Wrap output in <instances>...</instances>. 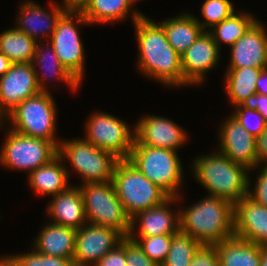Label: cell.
Wrapping results in <instances>:
<instances>
[{
  "label": "cell",
  "instance_id": "obj_44",
  "mask_svg": "<svg viewBox=\"0 0 267 266\" xmlns=\"http://www.w3.org/2000/svg\"><path fill=\"white\" fill-rule=\"evenodd\" d=\"M87 0H64L63 5L67 9H74V10H79Z\"/></svg>",
  "mask_w": 267,
  "mask_h": 266
},
{
  "label": "cell",
  "instance_id": "obj_2",
  "mask_svg": "<svg viewBox=\"0 0 267 266\" xmlns=\"http://www.w3.org/2000/svg\"><path fill=\"white\" fill-rule=\"evenodd\" d=\"M180 213V231L200 245L214 246L234 237V204L213 195Z\"/></svg>",
  "mask_w": 267,
  "mask_h": 266
},
{
  "label": "cell",
  "instance_id": "obj_24",
  "mask_svg": "<svg viewBox=\"0 0 267 266\" xmlns=\"http://www.w3.org/2000/svg\"><path fill=\"white\" fill-rule=\"evenodd\" d=\"M214 246L220 266H260V245L234 236Z\"/></svg>",
  "mask_w": 267,
  "mask_h": 266
},
{
  "label": "cell",
  "instance_id": "obj_34",
  "mask_svg": "<svg viewBox=\"0 0 267 266\" xmlns=\"http://www.w3.org/2000/svg\"><path fill=\"white\" fill-rule=\"evenodd\" d=\"M235 109V113H232L231 116L251 135L257 138L266 129L267 121L259 111L245 108L241 104L236 105ZM251 116H256L255 122L251 121Z\"/></svg>",
  "mask_w": 267,
  "mask_h": 266
},
{
  "label": "cell",
  "instance_id": "obj_17",
  "mask_svg": "<svg viewBox=\"0 0 267 266\" xmlns=\"http://www.w3.org/2000/svg\"><path fill=\"white\" fill-rule=\"evenodd\" d=\"M234 235L257 245H267V207L248 196L234 205Z\"/></svg>",
  "mask_w": 267,
  "mask_h": 266
},
{
  "label": "cell",
  "instance_id": "obj_29",
  "mask_svg": "<svg viewBox=\"0 0 267 266\" xmlns=\"http://www.w3.org/2000/svg\"><path fill=\"white\" fill-rule=\"evenodd\" d=\"M37 42L15 27L0 34V52L12 63H32Z\"/></svg>",
  "mask_w": 267,
  "mask_h": 266
},
{
  "label": "cell",
  "instance_id": "obj_27",
  "mask_svg": "<svg viewBox=\"0 0 267 266\" xmlns=\"http://www.w3.org/2000/svg\"><path fill=\"white\" fill-rule=\"evenodd\" d=\"M263 69L266 68H228L225 82L230 103L235 106L239 105L248 97L257 93L256 81Z\"/></svg>",
  "mask_w": 267,
  "mask_h": 266
},
{
  "label": "cell",
  "instance_id": "obj_13",
  "mask_svg": "<svg viewBox=\"0 0 267 266\" xmlns=\"http://www.w3.org/2000/svg\"><path fill=\"white\" fill-rule=\"evenodd\" d=\"M86 224L76 233L73 256L75 266H94L124 238L119 232L109 227Z\"/></svg>",
  "mask_w": 267,
  "mask_h": 266
},
{
  "label": "cell",
  "instance_id": "obj_46",
  "mask_svg": "<svg viewBox=\"0 0 267 266\" xmlns=\"http://www.w3.org/2000/svg\"><path fill=\"white\" fill-rule=\"evenodd\" d=\"M260 266H267V245H261Z\"/></svg>",
  "mask_w": 267,
  "mask_h": 266
},
{
  "label": "cell",
  "instance_id": "obj_30",
  "mask_svg": "<svg viewBox=\"0 0 267 266\" xmlns=\"http://www.w3.org/2000/svg\"><path fill=\"white\" fill-rule=\"evenodd\" d=\"M255 21L254 16L249 13H233L230 17L215 25L211 31H207L212 35L220 49L221 42L230 46L236 43Z\"/></svg>",
  "mask_w": 267,
  "mask_h": 266
},
{
  "label": "cell",
  "instance_id": "obj_33",
  "mask_svg": "<svg viewBox=\"0 0 267 266\" xmlns=\"http://www.w3.org/2000/svg\"><path fill=\"white\" fill-rule=\"evenodd\" d=\"M233 4L229 0H205L202 4L201 13L205 21L200 23L203 31L207 27L213 28L215 25L230 17L234 13Z\"/></svg>",
  "mask_w": 267,
  "mask_h": 266
},
{
  "label": "cell",
  "instance_id": "obj_22",
  "mask_svg": "<svg viewBox=\"0 0 267 266\" xmlns=\"http://www.w3.org/2000/svg\"><path fill=\"white\" fill-rule=\"evenodd\" d=\"M77 230L49 222L36 237L35 250L46 256L73 259Z\"/></svg>",
  "mask_w": 267,
  "mask_h": 266
},
{
  "label": "cell",
  "instance_id": "obj_40",
  "mask_svg": "<svg viewBox=\"0 0 267 266\" xmlns=\"http://www.w3.org/2000/svg\"><path fill=\"white\" fill-rule=\"evenodd\" d=\"M241 105L248 109L259 111L263 118L267 121V96L256 93L244 100Z\"/></svg>",
  "mask_w": 267,
  "mask_h": 266
},
{
  "label": "cell",
  "instance_id": "obj_36",
  "mask_svg": "<svg viewBox=\"0 0 267 266\" xmlns=\"http://www.w3.org/2000/svg\"><path fill=\"white\" fill-rule=\"evenodd\" d=\"M126 266H159L150 260L139 244L126 237Z\"/></svg>",
  "mask_w": 267,
  "mask_h": 266
},
{
  "label": "cell",
  "instance_id": "obj_8",
  "mask_svg": "<svg viewBox=\"0 0 267 266\" xmlns=\"http://www.w3.org/2000/svg\"><path fill=\"white\" fill-rule=\"evenodd\" d=\"M58 156L71 162L84 184L112 181L119 161L112 153L95 147L85 139L63 140L58 146Z\"/></svg>",
  "mask_w": 267,
  "mask_h": 266
},
{
  "label": "cell",
  "instance_id": "obj_32",
  "mask_svg": "<svg viewBox=\"0 0 267 266\" xmlns=\"http://www.w3.org/2000/svg\"><path fill=\"white\" fill-rule=\"evenodd\" d=\"M174 234L158 235L151 237H139L136 239L135 233L130 232L129 238L139 244L144 254L159 266L165 261Z\"/></svg>",
  "mask_w": 267,
  "mask_h": 266
},
{
  "label": "cell",
  "instance_id": "obj_28",
  "mask_svg": "<svg viewBox=\"0 0 267 266\" xmlns=\"http://www.w3.org/2000/svg\"><path fill=\"white\" fill-rule=\"evenodd\" d=\"M136 1L139 0H87L79 11L90 24L110 23L125 20Z\"/></svg>",
  "mask_w": 267,
  "mask_h": 266
},
{
  "label": "cell",
  "instance_id": "obj_38",
  "mask_svg": "<svg viewBox=\"0 0 267 266\" xmlns=\"http://www.w3.org/2000/svg\"><path fill=\"white\" fill-rule=\"evenodd\" d=\"M189 266H220L215 246L201 245Z\"/></svg>",
  "mask_w": 267,
  "mask_h": 266
},
{
  "label": "cell",
  "instance_id": "obj_18",
  "mask_svg": "<svg viewBox=\"0 0 267 266\" xmlns=\"http://www.w3.org/2000/svg\"><path fill=\"white\" fill-rule=\"evenodd\" d=\"M256 20L245 34L231 46L229 68H267V31Z\"/></svg>",
  "mask_w": 267,
  "mask_h": 266
},
{
  "label": "cell",
  "instance_id": "obj_14",
  "mask_svg": "<svg viewBox=\"0 0 267 266\" xmlns=\"http://www.w3.org/2000/svg\"><path fill=\"white\" fill-rule=\"evenodd\" d=\"M220 150L233 162L248 170L261 167L257 164L256 137L243 128L232 116L220 127Z\"/></svg>",
  "mask_w": 267,
  "mask_h": 266
},
{
  "label": "cell",
  "instance_id": "obj_37",
  "mask_svg": "<svg viewBox=\"0 0 267 266\" xmlns=\"http://www.w3.org/2000/svg\"><path fill=\"white\" fill-rule=\"evenodd\" d=\"M94 266H126V237Z\"/></svg>",
  "mask_w": 267,
  "mask_h": 266
},
{
  "label": "cell",
  "instance_id": "obj_25",
  "mask_svg": "<svg viewBox=\"0 0 267 266\" xmlns=\"http://www.w3.org/2000/svg\"><path fill=\"white\" fill-rule=\"evenodd\" d=\"M165 30L168 43L181 56L201 35L203 29L197 18L182 13L176 18L166 19L159 23Z\"/></svg>",
  "mask_w": 267,
  "mask_h": 266
},
{
  "label": "cell",
  "instance_id": "obj_20",
  "mask_svg": "<svg viewBox=\"0 0 267 266\" xmlns=\"http://www.w3.org/2000/svg\"><path fill=\"white\" fill-rule=\"evenodd\" d=\"M54 4L50 3V14L32 1L23 2L19 11L20 16L17 18L19 26L16 28L36 41H39L37 39L39 33L40 36L43 33L42 35L51 38L58 20L68 10L64 5L60 7L58 4Z\"/></svg>",
  "mask_w": 267,
  "mask_h": 266
},
{
  "label": "cell",
  "instance_id": "obj_35",
  "mask_svg": "<svg viewBox=\"0 0 267 266\" xmlns=\"http://www.w3.org/2000/svg\"><path fill=\"white\" fill-rule=\"evenodd\" d=\"M19 266H75L73 259L46 256L36 250L21 255H12Z\"/></svg>",
  "mask_w": 267,
  "mask_h": 266
},
{
  "label": "cell",
  "instance_id": "obj_23",
  "mask_svg": "<svg viewBox=\"0 0 267 266\" xmlns=\"http://www.w3.org/2000/svg\"><path fill=\"white\" fill-rule=\"evenodd\" d=\"M62 160L64 159L57 155L48 164L29 173V185L35 192L55 196L70 187L69 172L67 167L61 164Z\"/></svg>",
  "mask_w": 267,
  "mask_h": 266
},
{
  "label": "cell",
  "instance_id": "obj_31",
  "mask_svg": "<svg viewBox=\"0 0 267 266\" xmlns=\"http://www.w3.org/2000/svg\"><path fill=\"white\" fill-rule=\"evenodd\" d=\"M200 246L191 236L179 231L173 235L168 255L161 266H189Z\"/></svg>",
  "mask_w": 267,
  "mask_h": 266
},
{
  "label": "cell",
  "instance_id": "obj_43",
  "mask_svg": "<svg viewBox=\"0 0 267 266\" xmlns=\"http://www.w3.org/2000/svg\"><path fill=\"white\" fill-rule=\"evenodd\" d=\"M11 66L12 62L0 52V77L3 76Z\"/></svg>",
  "mask_w": 267,
  "mask_h": 266
},
{
  "label": "cell",
  "instance_id": "obj_39",
  "mask_svg": "<svg viewBox=\"0 0 267 266\" xmlns=\"http://www.w3.org/2000/svg\"><path fill=\"white\" fill-rule=\"evenodd\" d=\"M254 193L248 190V197L251 198L254 202L260 205L267 207V165H263L262 170H260Z\"/></svg>",
  "mask_w": 267,
  "mask_h": 266
},
{
  "label": "cell",
  "instance_id": "obj_9",
  "mask_svg": "<svg viewBox=\"0 0 267 266\" xmlns=\"http://www.w3.org/2000/svg\"><path fill=\"white\" fill-rule=\"evenodd\" d=\"M76 20V21H75ZM89 24L79 10L68 9L58 20L49 44L58 56L61 64L81 84L84 76V47L77 25Z\"/></svg>",
  "mask_w": 267,
  "mask_h": 266
},
{
  "label": "cell",
  "instance_id": "obj_3",
  "mask_svg": "<svg viewBox=\"0 0 267 266\" xmlns=\"http://www.w3.org/2000/svg\"><path fill=\"white\" fill-rule=\"evenodd\" d=\"M194 176L209 191V195L236 204L248 195L250 179L245 166L233 162L223 153L199 156L193 164Z\"/></svg>",
  "mask_w": 267,
  "mask_h": 266
},
{
  "label": "cell",
  "instance_id": "obj_26",
  "mask_svg": "<svg viewBox=\"0 0 267 266\" xmlns=\"http://www.w3.org/2000/svg\"><path fill=\"white\" fill-rule=\"evenodd\" d=\"M40 41L37 42L36 50H35V56L33 59V65L35 67L36 72V80L39 87V91L43 93H48L47 87H45V84L43 83L44 80L48 81V75L46 72L49 70L51 72L50 74H55L57 77L65 81L70 88L74 91L77 90V88L80 87V83L72 76V74L61 64L60 60L58 59L57 54L53 50L52 46L47 42L46 49L43 47L44 45H39ZM51 55V56H50ZM50 57V60L48 59ZM47 62V63H46ZM35 64H38L39 67H41L42 75H38V71ZM47 68V70H46ZM44 69L46 71H44ZM45 72V73H44ZM41 76V77H39ZM47 76V77H46ZM52 77V76H51Z\"/></svg>",
  "mask_w": 267,
  "mask_h": 266
},
{
  "label": "cell",
  "instance_id": "obj_15",
  "mask_svg": "<svg viewBox=\"0 0 267 266\" xmlns=\"http://www.w3.org/2000/svg\"><path fill=\"white\" fill-rule=\"evenodd\" d=\"M220 49L212 35L203 31L195 42L181 55L184 85L201 84L204 74L217 64Z\"/></svg>",
  "mask_w": 267,
  "mask_h": 266
},
{
  "label": "cell",
  "instance_id": "obj_12",
  "mask_svg": "<svg viewBox=\"0 0 267 266\" xmlns=\"http://www.w3.org/2000/svg\"><path fill=\"white\" fill-rule=\"evenodd\" d=\"M38 93L40 91L33 63H12L0 77V124L21 102Z\"/></svg>",
  "mask_w": 267,
  "mask_h": 266
},
{
  "label": "cell",
  "instance_id": "obj_16",
  "mask_svg": "<svg viewBox=\"0 0 267 266\" xmlns=\"http://www.w3.org/2000/svg\"><path fill=\"white\" fill-rule=\"evenodd\" d=\"M135 140L143 146L176 151L187 141V134L173 121L160 116H144L134 126Z\"/></svg>",
  "mask_w": 267,
  "mask_h": 266
},
{
  "label": "cell",
  "instance_id": "obj_21",
  "mask_svg": "<svg viewBox=\"0 0 267 266\" xmlns=\"http://www.w3.org/2000/svg\"><path fill=\"white\" fill-rule=\"evenodd\" d=\"M47 212L52 218V223L76 230L88 223L83 197L79 187L76 186H70L66 191L53 196Z\"/></svg>",
  "mask_w": 267,
  "mask_h": 266
},
{
  "label": "cell",
  "instance_id": "obj_1",
  "mask_svg": "<svg viewBox=\"0 0 267 266\" xmlns=\"http://www.w3.org/2000/svg\"><path fill=\"white\" fill-rule=\"evenodd\" d=\"M138 41V68L143 74L167 85H184L181 56L168 43L163 27L144 14L133 11Z\"/></svg>",
  "mask_w": 267,
  "mask_h": 266
},
{
  "label": "cell",
  "instance_id": "obj_4",
  "mask_svg": "<svg viewBox=\"0 0 267 266\" xmlns=\"http://www.w3.org/2000/svg\"><path fill=\"white\" fill-rule=\"evenodd\" d=\"M112 183L130 218L138 212L162 204L170 196L144 176L129 160H119Z\"/></svg>",
  "mask_w": 267,
  "mask_h": 266
},
{
  "label": "cell",
  "instance_id": "obj_45",
  "mask_svg": "<svg viewBox=\"0 0 267 266\" xmlns=\"http://www.w3.org/2000/svg\"><path fill=\"white\" fill-rule=\"evenodd\" d=\"M5 257V258H4ZM0 266H19V264L17 263V261L12 257V256H3L0 259Z\"/></svg>",
  "mask_w": 267,
  "mask_h": 266
},
{
  "label": "cell",
  "instance_id": "obj_42",
  "mask_svg": "<svg viewBox=\"0 0 267 266\" xmlns=\"http://www.w3.org/2000/svg\"><path fill=\"white\" fill-rule=\"evenodd\" d=\"M257 93L267 96V68L263 69L256 81Z\"/></svg>",
  "mask_w": 267,
  "mask_h": 266
},
{
  "label": "cell",
  "instance_id": "obj_7",
  "mask_svg": "<svg viewBox=\"0 0 267 266\" xmlns=\"http://www.w3.org/2000/svg\"><path fill=\"white\" fill-rule=\"evenodd\" d=\"M56 105L50 92H40L15 107L6 118L10 119L11 130L20 134L51 141L57 148L55 139Z\"/></svg>",
  "mask_w": 267,
  "mask_h": 266
},
{
  "label": "cell",
  "instance_id": "obj_19",
  "mask_svg": "<svg viewBox=\"0 0 267 266\" xmlns=\"http://www.w3.org/2000/svg\"><path fill=\"white\" fill-rule=\"evenodd\" d=\"M178 197H169L162 204L138 212L131 218L130 232H135V222H139L140 237H151L166 234H176L180 231V213H172L169 209L172 202L178 201ZM175 201V202H174ZM168 206V207H167Z\"/></svg>",
  "mask_w": 267,
  "mask_h": 266
},
{
  "label": "cell",
  "instance_id": "obj_10",
  "mask_svg": "<svg viewBox=\"0 0 267 266\" xmlns=\"http://www.w3.org/2000/svg\"><path fill=\"white\" fill-rule=\"evenodd\" d=\"M9 131L0 152V164L6 168L30 173L58 155V148L51 141L26 136L11 128Z\"/></svg>",
  "mask_w": 267,
  "mask_h": 266
},
{
  "label": "cell",
  "instance_id": "obj_11",
  "mask_svg": "<svg viewBox=\"0 0 267 266\" xmlns=\"http://www.w3.org/2000/svg\"><path fill=\"white\" fill-rule=\"evenodd\" d=\"M85 140L112 153L119 160H128L135 140L125 122L107 113H94L87 122Z\"/></svg>",
  "mask_w": 267,
  "mask_h": 266
},
{
  "label": "cell",
  "instance_id": "obj_6",
  "mask_svg": "<svg viewBox=\"0 0 267 266\" xmlns=\"http://www.w3.org/2000/svg\"><path fill=\"white\" fill-rule=\"evenodd\" d=\"M79 189L88 223L109 227L123 237L129 236L131 218L118 199L112 181L82 184Z\"/></svg>",
  "mask_w": 267,
  "mask_h": 266
},
{
  "label": "cell",
  "instance_id": "obj_41",
  "mask_svg": "<svg viewBox=\"0 0 267 266\" xmlns=\"http://www.w3.org/2000/svg\"><path fill=\"white\" fill-rule=\"evenodd\" d=\"M257 164L264 162L267 165V126L266 129L256 138Z\"/></svg>",
  "mask_w": 267,
  "mask_h": 266
},
{
  "label": "cell",
  "instance_id": "obj_5",
  "mask_svg": "<svg viewBox=\"0 0 267 266\" xmlns=\"http://www.w3.org/2000/svg\"><path fill=\"white\" fill-rule=\"evenodd\" d=\"M128 160L170 197L179 198L183 167L176 151L143 146L134 140Z\"/></svg>",
  "mask_w": 267,
  "mask_h": 266
}]
</instances>
